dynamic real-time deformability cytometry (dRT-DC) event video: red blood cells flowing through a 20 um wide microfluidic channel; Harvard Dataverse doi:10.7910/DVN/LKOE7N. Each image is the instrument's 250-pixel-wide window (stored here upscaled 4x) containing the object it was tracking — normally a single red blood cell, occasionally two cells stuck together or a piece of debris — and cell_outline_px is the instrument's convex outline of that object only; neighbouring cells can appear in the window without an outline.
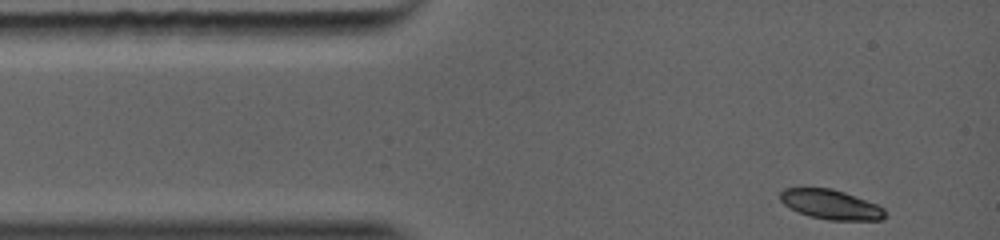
{"species": "common noctule bat (a hibernating species)", "species_latin": "Nyctalus noctula", "temperature_condition": "warm", "stored_images_in_passage": 23, "camera_frame_rate_fps": 5000, "um_per_image_px": 0.085, "animal": {"sex": "female", "body_mass_g": 19.0, "forearm_length_mm": 56.7}, "frame": {"image": 1, "passage_image": 1, "time_ms": 0.0, "image_size_px": [1000, 240], "cell_outline_px": [[884, 216], [880, 220], [828, 220], [808, 216], [784, 204], [780, 200], [780, 192], [784, 188], [832, 188], [844, 192], [876, 204], [884, 208]], "centroid_in_image_um": [70.6, 17.38], "position_along_channel_um": 14.4, "area_um2": 17.86}}
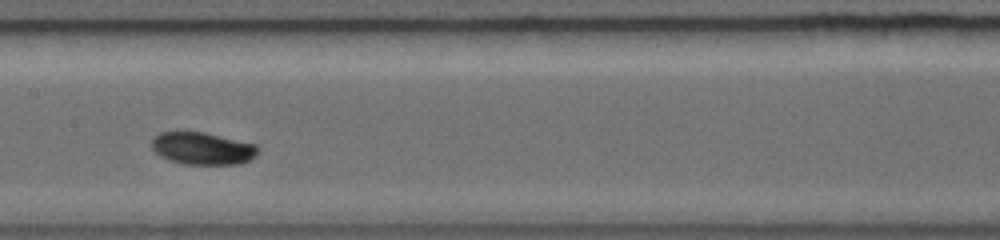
{"frame": {"image": 2, "passage_image": 12, "time_ms": 4.6, "image_size_px": [1000, 240], "cell_outline_px": [[260, 152], [252, 160], [240, 164], [184, 164], [168, 160], [160, 156], [148, 144], [160, 132], [204, 132], [256, 144], [260, 148]], "centroid_in_image_um": [17.25, 12.62], "position_along_channel_um": 190.2, "area_um2": 20.29}}
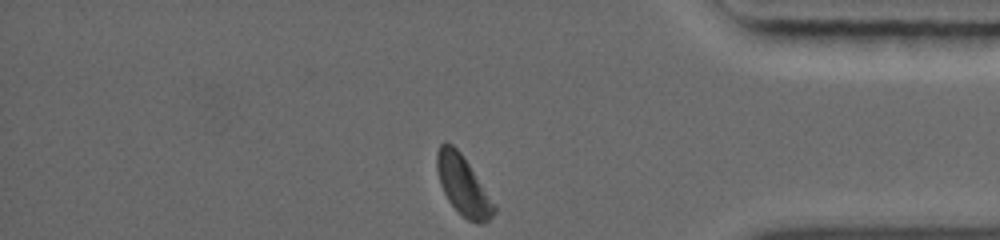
{"frame": {"image": 3, "passage_image": 23, "time_ms": 9.2, "image_size_px": [1000, 240], "cell_outline_px": [[496, 212], [488, 220], [480, 224], [476, 224], [468, 220], [448, 200], [440, 184], [436, 168], [436, 152], [440, 144], [444, 140], [452, 144], [460, 152], [496, 204]], "centroid_in_image_um": [39.36, 15.75], "position_along_channel_um": 395.8, "area_um2": 19.71}}